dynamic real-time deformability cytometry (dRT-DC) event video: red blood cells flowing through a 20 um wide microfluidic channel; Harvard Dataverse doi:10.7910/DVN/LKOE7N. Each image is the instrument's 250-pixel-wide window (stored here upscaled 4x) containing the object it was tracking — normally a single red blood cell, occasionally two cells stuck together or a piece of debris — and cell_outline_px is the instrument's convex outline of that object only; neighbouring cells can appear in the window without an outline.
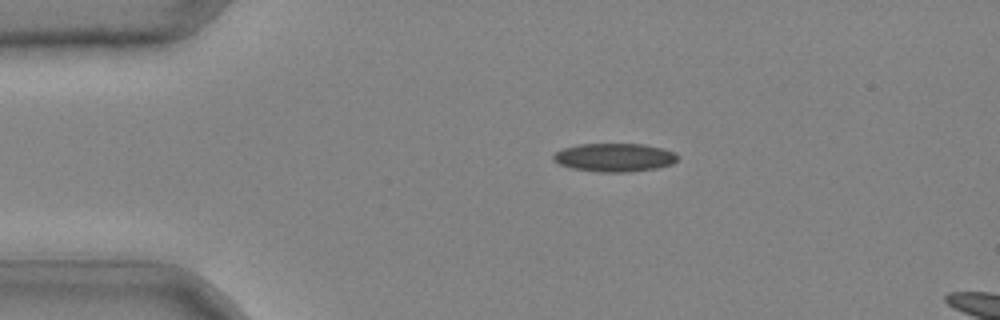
{"species": "common noctule bat (a hibernating species)", "species_latin": "Nyctalus noctula", "temperature_condition": "cold", "stored_images_in_passage": 33, "camera_frame_rate_fps": 3000, "um_per_image_px": 0.085, "animal": {"sex": "male", "body_mass_g": 20.4}, "frame": {"image": 1, "passage_image": 1, "time_ms": 0.0, "image_size_px": [1000, 320], "cell_outline_px": [[676, 160], [672, 164], [656, 168], [628, 172], [600, 172], [572, 168], [560, 164], [552, 160], [552, 156], [556, 152], [564, 148], [580, 144], [644, 144], [676, 152]], "centroid_in_image_um": [52.21, 13.38], "position_along_channel_um": 32.8, "area_um2": 20.4}}
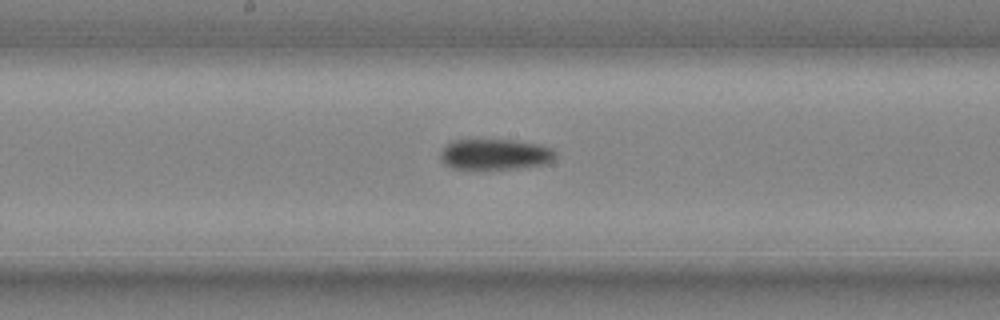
{"frame": {"image": 2, "passage_image": 15, "time_ms": 4.667, "image_size_px": [1000, 320], "cell_outline_px": [[556, 156], [548, 164], [516, 168], [452, 168], [444, 164], [440, 160], [440, 152], [452, 140], [508, 140], [536, 144], [552, 148], [556, 152]], "centroid_in_image_um": [42.08, 13.12], "position_along_channel_um": 206.1, "area_um2": 20.35}}
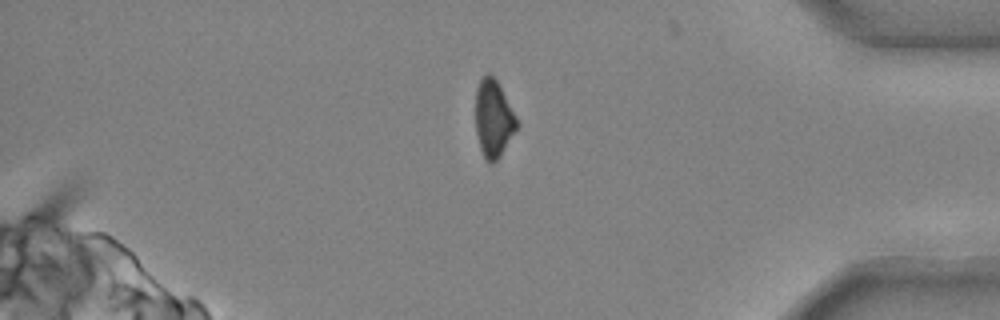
{"frame": {"image": 3, "passage_image": 29, "time_ms": 9.333, "image_size_px": [1000, 320], "cell_outline_px": [[520, 124], [500, 156], [492, 164], [488, 164], [484, 160], [480, 148], [476, 132], [476, 88], [480, 80], [488, 72], [496, 80], [516, 116]], "centroid_in_image_um": [41.94, 10.13], "position_along_channel_um": 393.3, "area_um2": 18.55}}